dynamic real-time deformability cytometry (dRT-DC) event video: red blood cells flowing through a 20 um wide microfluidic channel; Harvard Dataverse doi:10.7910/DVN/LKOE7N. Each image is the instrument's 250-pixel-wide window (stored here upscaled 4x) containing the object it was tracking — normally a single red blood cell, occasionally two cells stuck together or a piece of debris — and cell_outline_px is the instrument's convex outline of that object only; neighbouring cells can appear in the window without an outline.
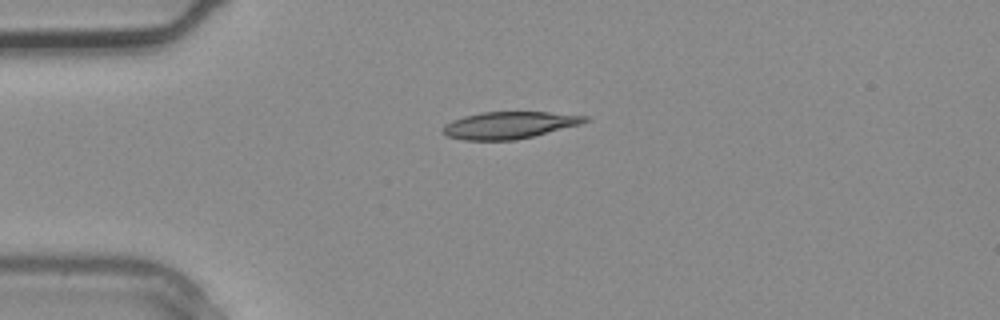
{"species": "common noctule bat (a hibernating species)", "species_latin": "Nyctalus noctula", "temperature_condition": "warm", "stored_images_in_passage": 2, "camera_frame_rate_fps": 3000, "um_per_image_px": 0.085, "animal": {"sex": "male", "body_mass_g": 20.4}, "frame": {"image": 1, "passage_image": 1, "time_ms": 0.0, "image_size_px": [1000, 320], "cell_outline_px": [[592, 120], [580, 124], [516, 140], [464, 140], [448, 136], [440, 128], [444, 124], [452, 120], [464, 116], [480, 112], [548, 112], [588, 116]], "centroid_in_image_um": [43.27, 10.63], "position_along_channel_um": 41.7, "area_um2": 22.31}}
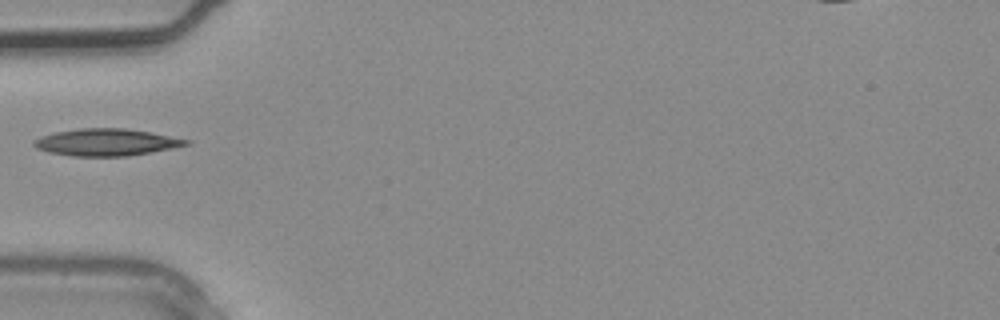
{"frame": {"image": 2, "passage_image": 2, "time_ms": 0.333, "image_size_px": [1000, 320], "cell_outline_px": [[192, 144], [152, 152], [128, 156], [72, 156], [48, 152], [36, 148], [32, 144], [32, 140], [40, 136], [56, 132], [80, 128], [124, 128], [148, 132], [192, 140]], "centroid_in_image_um": [9.03, 12.09], "position_along_channel_um": 76.0, "area_um2": 24.04}}